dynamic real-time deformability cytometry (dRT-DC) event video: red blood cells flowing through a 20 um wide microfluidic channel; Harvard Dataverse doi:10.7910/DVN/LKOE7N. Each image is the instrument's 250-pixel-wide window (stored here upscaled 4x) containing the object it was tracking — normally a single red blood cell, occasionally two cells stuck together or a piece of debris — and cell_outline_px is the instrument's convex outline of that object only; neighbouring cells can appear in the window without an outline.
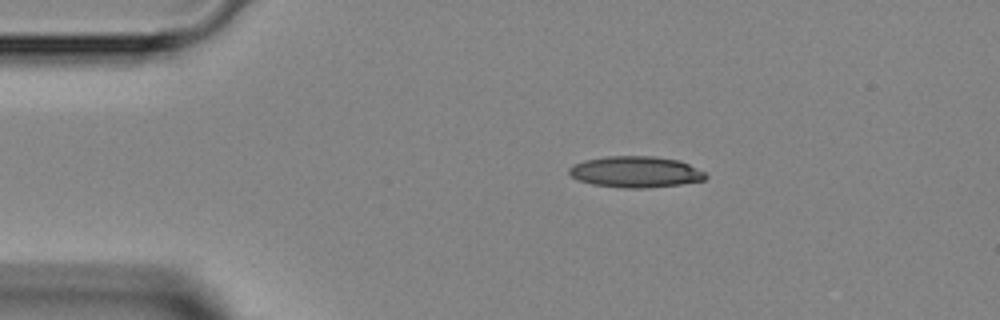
{"species": "Egyptian fruit bat (a non-hibernating species)", "species_latin": "Rousettus aegyptiacus", "temperature_condition": "room temperature", "stored_images_in_passage": 2, "camera_frame_rate_fps": 3000, "um_per_image_px": 0.085, "animal": {"sex": "female"}, "frame": {"image": 1, "passage_image": 2, "time_ms": 1.0, "image_size_px": [1000, 320], "cell_outline_px": [[708, 176], [704, 180], [680, 184], [648, 188], [624, 188], [592, 184], [576, 180], [568, 172], [568, 168], [584, 160], [608, 156], [652, 156], [680, 160], [704, 172]], "centroid_in_image_um": [54.01, 14.61], "position_along_channel_um": 31.0, "area_um2": 24.8}}